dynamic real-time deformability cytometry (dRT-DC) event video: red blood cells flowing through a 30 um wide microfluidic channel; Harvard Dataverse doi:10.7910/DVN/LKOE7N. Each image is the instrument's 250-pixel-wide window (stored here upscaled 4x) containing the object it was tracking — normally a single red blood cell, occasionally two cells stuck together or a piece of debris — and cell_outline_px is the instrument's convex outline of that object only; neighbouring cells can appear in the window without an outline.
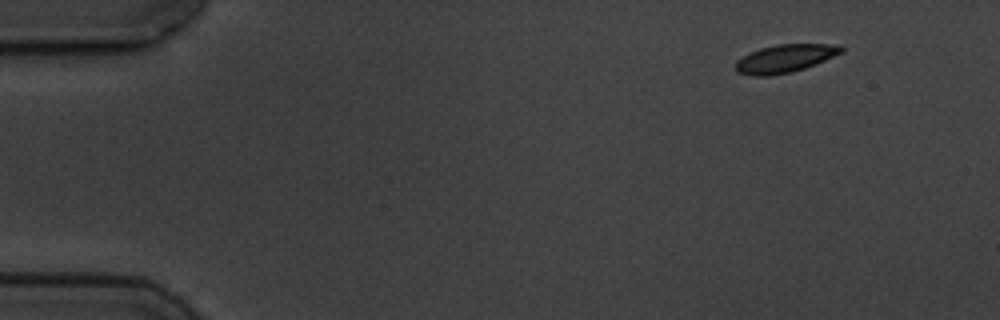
{"species": "common noctule bat (a hibernating species)", "species_latin": "Nyctalus noctula", "temperature_condition": "cold", "stored_images_in_passage": 4, "camera_frame_rate_fps": 3000, "um_per_image_px": 0.085, "animal": {"sex": "male", "body_mass_g": 19.5, "forearm_length_mm": 54.6}, "frame": {"image": 1, "passage_image": 1, "time_ms": 0.0, "image_size_px": [1000, 320], "cell_outline_px": [[844, 52], [816, 64], [792, 72], [768, 76], [752, 76], [736, 72], [736, 60], [760, 48], [776, 44], [840, 44], [844, 48]], "centroid_in_image_um": [66.76, 4.97], "position_along_channel_um": 18.2, "area_um2": 17.34}}
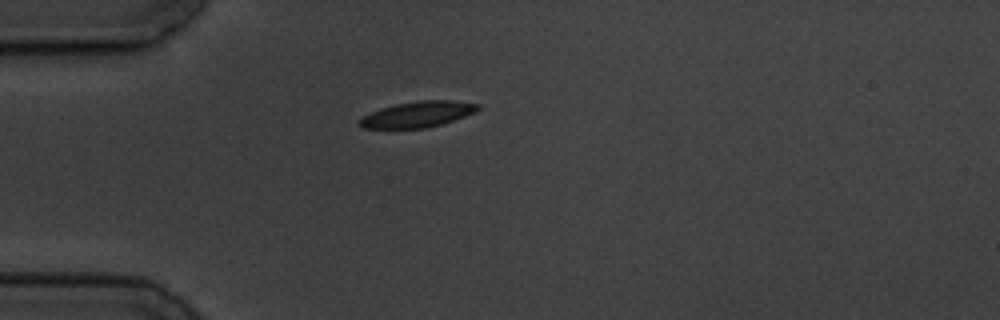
{"frame": {"image": 2, "passage_image": 4, "time_ms": 3.333, "image_size_px": [1000, 320], "cell_outline_px": [[480, 108], [476, 112], [440, 124], [424, 128], [360, 128], [356, 124], [356, 120], [380, 108], [396, 104], [420, 100], [452, 100], [480, 104]], "centroid_in_image_um": [35.46, 9.71], "position_along_channel_um": 49.5, "area_um2": 17.8}}